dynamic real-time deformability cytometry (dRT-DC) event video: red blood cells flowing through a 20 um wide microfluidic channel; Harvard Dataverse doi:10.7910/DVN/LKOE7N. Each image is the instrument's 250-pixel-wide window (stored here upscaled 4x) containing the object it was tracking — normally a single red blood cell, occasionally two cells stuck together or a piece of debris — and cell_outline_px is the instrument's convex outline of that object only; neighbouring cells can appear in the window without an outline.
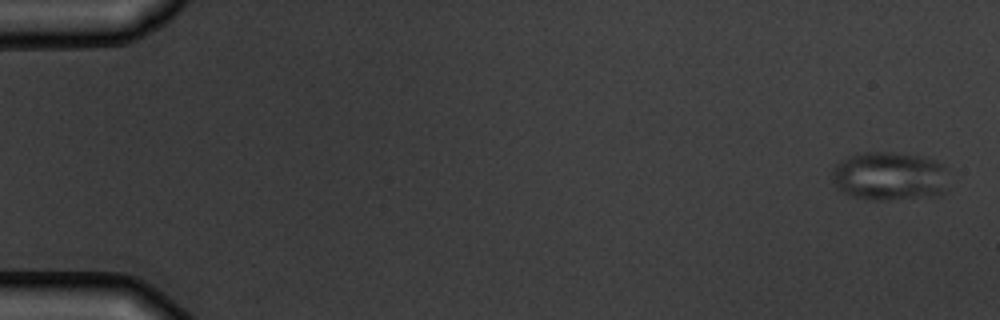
{"species": "common noctule bat (a hibernating species)", "species_latin": "Nyctalus noctula", "temperature_condition": "warm", "stored_images_in_passage": 5, "camera_frame_rate_fps": 3000, "um_per_image_px": 0.085, "animal": {"sex": "male", "body_mass_g": 19.5, "forearm_length_mm": 54.6}, "frame": {"image": 1, "passage_image": 1, "time_ms": 0.0, "image_size_px": [1000, 320], "cell_outline_px": [[944, 192], [940, 196], [884, 200], [872, 200], [852, 196], [836, 188], [832, 180], [832, 168], [836, 164], [848, 156], [856, 152], [892, 152], [928, 156], [944, 164]], "centroid_in_image_um": [75.58, 14.96], "position_along_channel_um": 9.4, "area_um2": 33.52}}